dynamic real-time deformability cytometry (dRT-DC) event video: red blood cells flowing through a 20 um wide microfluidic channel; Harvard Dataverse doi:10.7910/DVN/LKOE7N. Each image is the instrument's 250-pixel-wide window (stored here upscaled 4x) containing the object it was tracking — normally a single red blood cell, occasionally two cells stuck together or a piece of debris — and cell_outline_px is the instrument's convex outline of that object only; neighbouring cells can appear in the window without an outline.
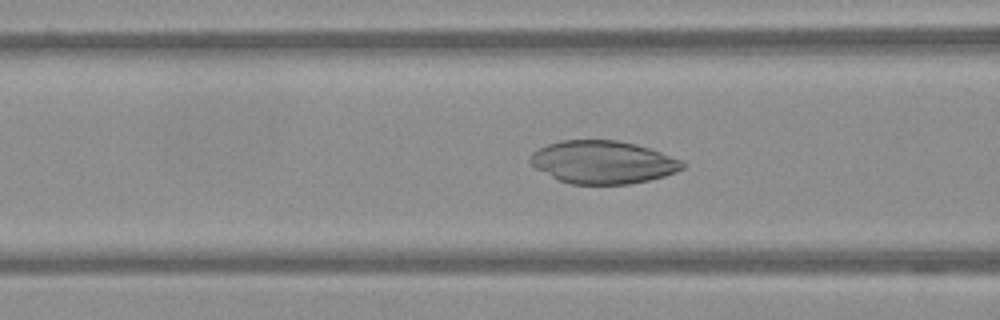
{"species": "Egyptian fruit bat (a non-hibernating species)", "species_latin": "Rousettus aegyptiacus", "temperature_condition": "warm", "stored_images_in_passage": 57, "camera_frame_rate_fps": 3000, "um_per_image_px": 0.085, "frame": {"image": 1, "passage_image": 23, "time_ms": 7.333, "image_size_px": [1000, 320], "cell_outline_px": [[688, 164], [684, 168], [676, 172], [664, 176], [648, 180], [628, 184], [572, 184], [560, 180], [536, 168], [528, 160], [532, 152], [548, 144], [560, 140], [616, 140], [636, 144], [684, 160]], "centroid_in_image_um": [51.28, 13.78], "position_along_channel_um": 115.3, "area_um2": 37.97}}
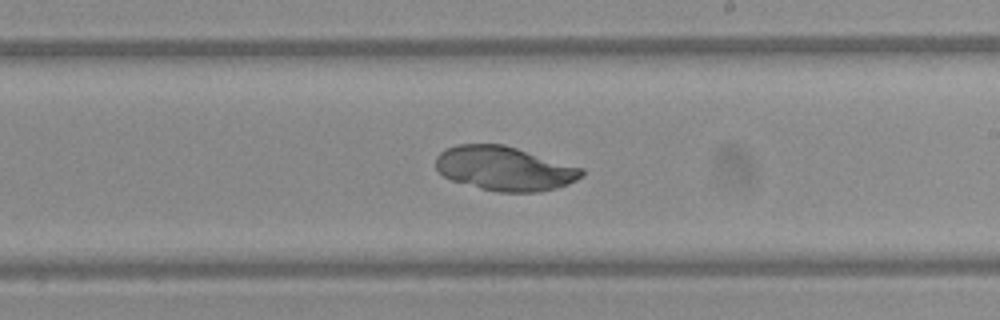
{"frame": {"image": 2, "passage_image": 34, "time_ms": 11.0, "image_size_px": [1000, 320], "cell_outline_px": [[584, 176], [568, 184], [556, 188], [540, 192], [496, 192], [480, 188], [452, 180], [444, 176], [436, 168], [436, 156], [440, 152], [456, 144], [504, 144], [584, 168]], "centroid_in_image_um": [42.91, 14.32], "position_along_channel_um": 246.1, "area_um2": 37.69}}
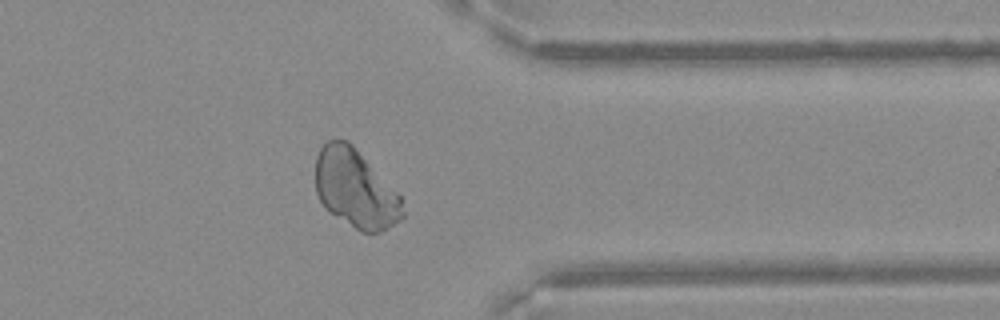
{"frame": {"image": 3, "passage_image": 46, "time_ms": 15.0, "image_size_px": [1000, 320], "cell_outline_px": [[404, 220], [380, 232], [360, 232], [324, 208], [316, 192], [316, 156], [320, 148], [328, 140], [348, 140], [352, 144], [400, 196], [404, 212]], "centroid_in_image_um": [30.21, 16.06], "position_along_channel_um": 381.2, "area_um2": 39.59}}